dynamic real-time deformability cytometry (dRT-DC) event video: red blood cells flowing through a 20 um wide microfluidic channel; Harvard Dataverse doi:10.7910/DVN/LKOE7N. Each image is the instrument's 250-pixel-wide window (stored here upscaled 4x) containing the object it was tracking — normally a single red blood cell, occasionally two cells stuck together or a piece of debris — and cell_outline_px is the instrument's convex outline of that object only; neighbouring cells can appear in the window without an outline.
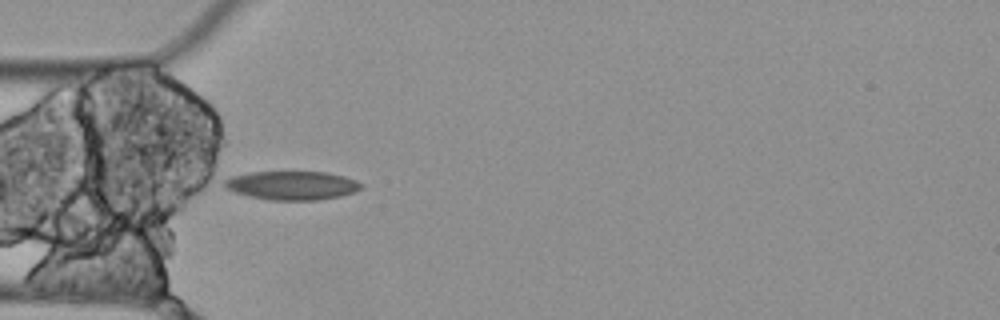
{"species": "Egyptian fruit bat (a non-hibernating species)", "species_latin": "Rousettus aegyptiacus", "temperature_condition": "cold", "stored_images_in_passage": 12, "camera_frame_rate_fps": 3000, "um_per_image_px": 0.085, "animal": {"sex": "female"}, "frame": {"image": 1, "passage_image": 4, "time_ms": 1.0, "image_size_px": [1000, 320], "cell_outline_px": [[364, 184], [360, 188], [352, 192], [340, 196], [320, 200], [272, 200], [248, 196], [232, 192], [224, 188], [224, 180], [232, 176], [252, 172], [328, 172], [344, 176], [356, 180]], "centroid_in_image_um": [24.8, 15.76], "position_along_channel_um": 60.2, "area_um2": 22.95}}
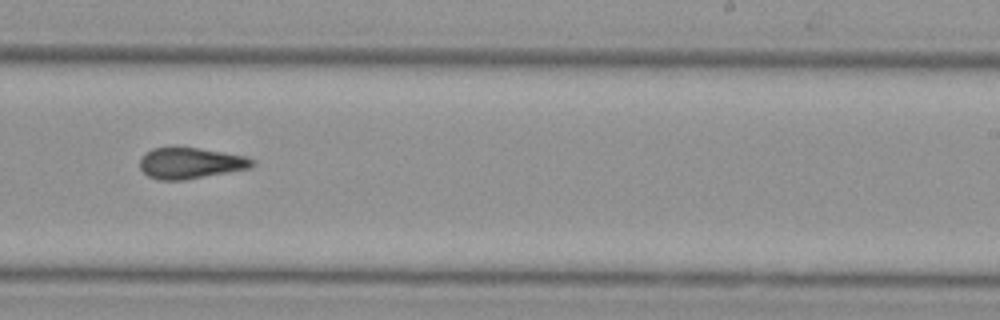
{"frame": {"image": 2, "passage_image": 9, "time_ms": 2.667, "image_size_px": [1000, 320], "cell_outline_px": [[256, 164], [252, 168], [184, 180], [156, 180], [148, 176], [140, 168], [140, 156], [152, 148], [172, 144], [200, 148], [248, 156], [256, 160]], "centroid_in_image_um": [16.19, 13.83], "position_along_channel_um": 272.8, "area_um2": 21.27}}
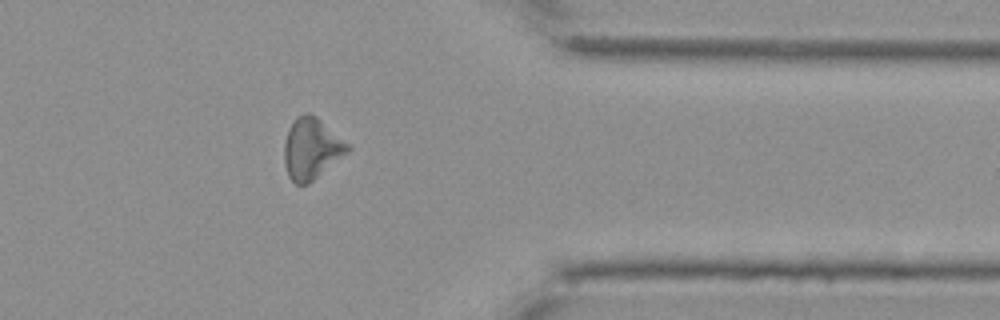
{"frame": {"image": 3, "passage_image": 12, "time_ms": 3.667, "image_size_px": [1000, 320], "cell_outline_px": [[352, 148], [348, 152], [308, 184], [296, 184], [288, 176], [284, 164], [284, 144], [288, 132], [296, 116], [304, 112], [308, 112], [316, 116], [352, 144]], "centroid_in_image_um": [26.51, 12.61], "position_along_channel_um": 384.9, "area_um2": 22.77}}